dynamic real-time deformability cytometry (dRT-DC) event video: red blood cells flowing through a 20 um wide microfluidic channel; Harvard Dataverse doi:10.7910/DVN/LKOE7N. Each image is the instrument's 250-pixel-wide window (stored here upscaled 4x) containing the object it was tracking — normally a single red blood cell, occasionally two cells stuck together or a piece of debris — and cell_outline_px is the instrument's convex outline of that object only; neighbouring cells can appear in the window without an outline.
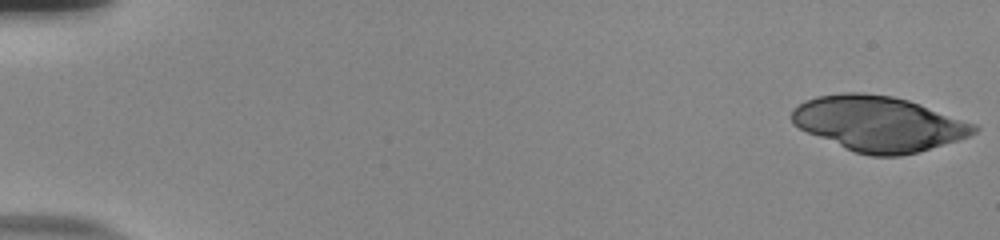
{"species": "human", "species_latin": "Homo sapiens", "temperature_condition": "room temperature", "stored_images_in_passage": 53, "camera_frame_rate_fps": 3000, "um_per_image_px": 0.085, "donor": {"sex": "male"}, "frame": {"image": 1, "passage_image": 1, "time_ms": 0.0, "image_size_px": [1000, 240], "cell_outline_px": [[980, 128], [976, 132], [968, 136], [920, 152], [900, 156], [872, 156], [856, 152], [844, 148], [808, 132], [792, 124], [792, 108], [804, 100], [816, 96], [840, 92], [860, 92], [892, 96], [908, 100], [920, 104], [976, 124]], "centroid_in_image_um": [74.67, 10.5], "position_along_channel_um": 10.3, "area_um2": 58.49}}